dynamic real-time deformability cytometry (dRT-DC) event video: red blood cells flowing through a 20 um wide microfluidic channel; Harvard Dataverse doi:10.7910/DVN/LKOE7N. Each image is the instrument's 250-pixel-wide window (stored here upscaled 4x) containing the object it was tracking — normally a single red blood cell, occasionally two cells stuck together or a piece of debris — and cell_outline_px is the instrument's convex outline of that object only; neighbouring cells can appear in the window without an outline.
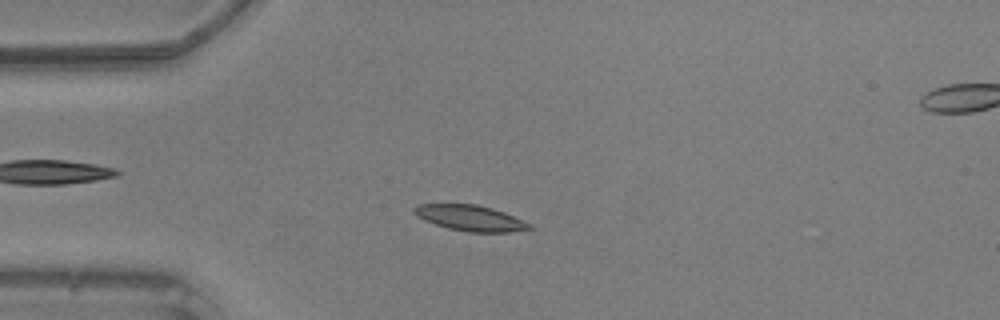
{"species": "common noctule bat (a hibernating species)", "species_latin": "Nyctalus noctula", "temperature_condition": "warm", "stored_images_in_passage": 33, "camera_frame_rate_fps": 3000, "um_per_image_px": 0.085, "animal": {"sex": "male", "body_mass_g": 20.5, "forearm_length_mm": 52.5}, "frame": {"image": 1, "passage_image": 7, "time_ms": 2.0, "image_size_px": [1000, 320], "cell_outline_px": [[532, 228], [508, 232], [468, 232], [448, 228], [424, 220], [416, 216], [412, 212], [412, 208], [416, 204], [476, 204], [492, 208], [504, 212], [532, 224]], "centroid_in_image_um": [39.93, 18.52], "position_along_channel_um": 45.1, "area_um2": 17.28}}
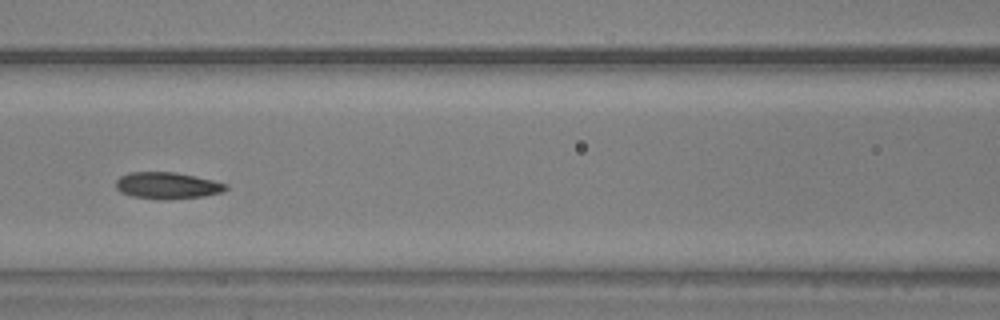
{"frame": {"image": 2, "passage_image": 16, "time_ms": 5.0, "image_size_px": [1000, 320], "cell_outline_px": [[228, 188], [220, 192], [204, 196], [164, 200], [132, 196], [120, 192], [116, 188], [116, 180], [120, 176], [128, 172], [172, 172], [212, 180], [228, 184]], "centroid_in_image_um": [14.18, 15.77], "position_along_channel_um": 152.4, "area_um2": 16.94}}
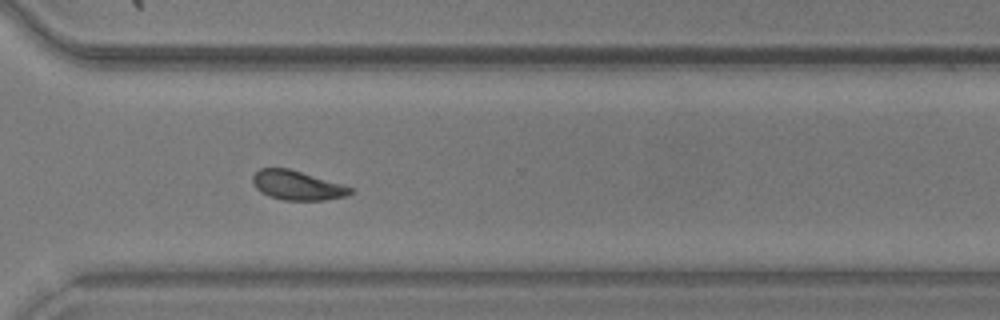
{"frame": {"image": 3, "passage_image": 30, "time_ms": 9.667, "image_size_px": [1000, 320], "cell_outline_px": [[352, 192], [344, 196], [324, 200], [284, 200], [268, 196], [260, 192], [256, 188], [252, 180], [252, 176], [260, 168], [288, 168], [344, 184], [352, 188]], "centroid_in_image_um": [25.24, 15.75], "position_along_channel_um": 345.4, "area_um2": 16.65}}